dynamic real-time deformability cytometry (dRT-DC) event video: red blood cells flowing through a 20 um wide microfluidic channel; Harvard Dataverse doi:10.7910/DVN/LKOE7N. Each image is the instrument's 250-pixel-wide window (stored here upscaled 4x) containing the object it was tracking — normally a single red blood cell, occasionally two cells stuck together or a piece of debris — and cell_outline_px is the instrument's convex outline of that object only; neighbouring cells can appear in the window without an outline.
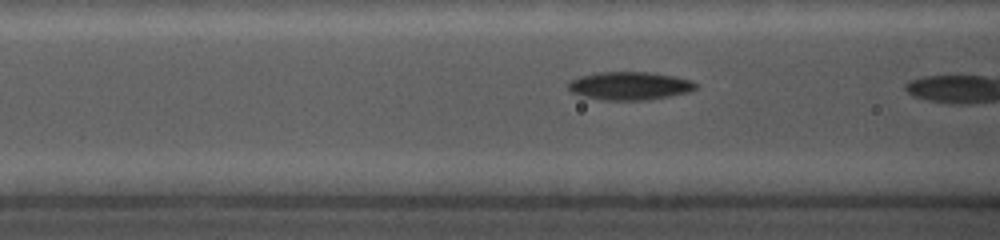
{"species": "common noctule bat (a hibernating species)", "species_latin": "Nyctalus noctula", "temperature_condition": "cold", "stored_images_in_passage": 28, "camera_frame_rate_fps": 5000, "um_per_image_px": 0.085, "animal": {"sex": "female", "body_mass_g": 19.0, "forearm_length_mm": 56.7}, "frame": {"image": 1, "passage_image": 5, "time_ms": 1.2, "image_size_px": [1000, 240], "cell_outline_px": [[700, 84], [696, 88], [688, 92], [648, 100], [604, 100], [584, 96], [572, 92], [568, 88], [568, 80], [580, 76], [596, 72], [652, 72], [692, 80]], "centroid_in_image_um": [53.52, 7.29], "position_along_channel_um": 113.1, "area_um2": 20.98}}
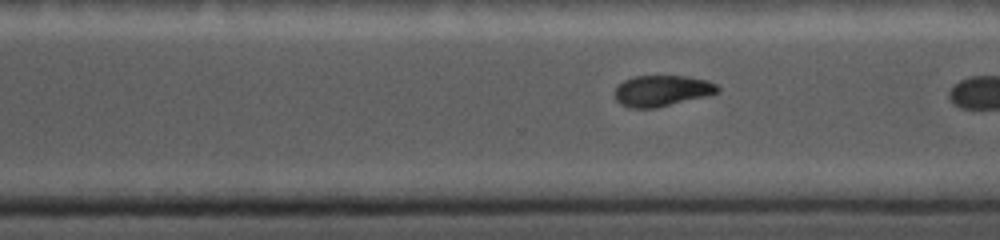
{"frame": {"image": 2, "passage_image": 20, "time_ms": 6.6, "image_size_px": [1000, 240], "cell_outline_px": [[720, 92], [656, 108], [628, 108], [620, 104], [616, 100], [612, 92], [616, 84], [624, 80], [636, 76], [684, 76], [708, 80], [716, 84], [720, 88]], "centroid_in_image_um": [56.2, 7.71], "position_along_channel_um": 314.4, "area_um2": 18.79}}
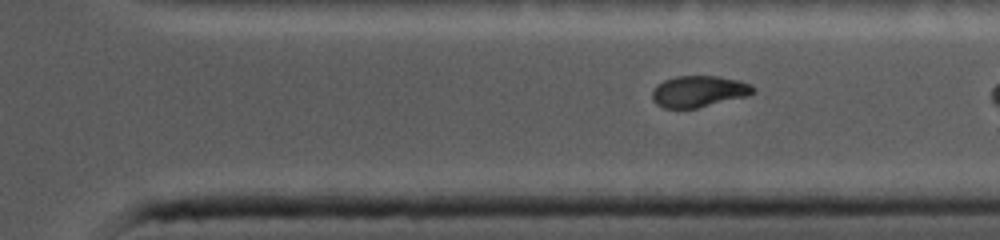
{"frame": {"image": 3, "passage_image": 23, "time_ms": 7.6, "image_size_px": [1000, 240], "cell_outline_px": [[756, 92], [748, 96], [696, 108], [664, 108], [656, 104], [652, 100], [652, 88], [656, 84], [664, 80], [676, 76], [716, 76], [736, 80], [748, 84], [756, 88]], "centroid_in_image_um": [59.36, 7.77], "position_along_channel_um": 352.0, "area_um2": 18.5}}